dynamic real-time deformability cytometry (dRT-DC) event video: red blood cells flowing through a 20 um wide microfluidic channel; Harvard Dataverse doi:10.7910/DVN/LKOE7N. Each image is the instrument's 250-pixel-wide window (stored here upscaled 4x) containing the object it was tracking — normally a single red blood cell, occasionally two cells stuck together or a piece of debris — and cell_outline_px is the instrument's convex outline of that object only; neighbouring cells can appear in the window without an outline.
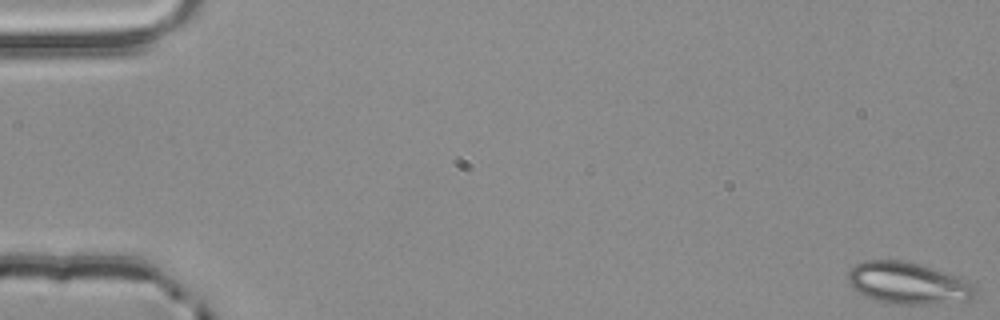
{"species": "common noctule bat (a hibernating species)", "species_latin": "Nyctalus noctula", "temperature_condition": "room temperature", "stored_images_in_passage": 55, "camera_frame_rate_fps": 3000, "um_per_image_px": 0.085, "animal": {"sex": "male", "body_mass_g": 20.4}, "frame": {"image": 1, "passage_image": 1, "time_ms": 0.0, "image_size_px": [1000, 320], "cell_outline_px": [[976, 292], [968, 300], [932, 304], [896, 304], [876, 300], [852, 288], [848, 280], [848, 272], [856, 264], [864, 260], [900, 260], [916, 264], [944, 272], [968, 280], [976, 288]], "centroid_in_image_um": [77.17, 24.07], "position_along_channel_um": 7.8, "area_um2": 30.52}}
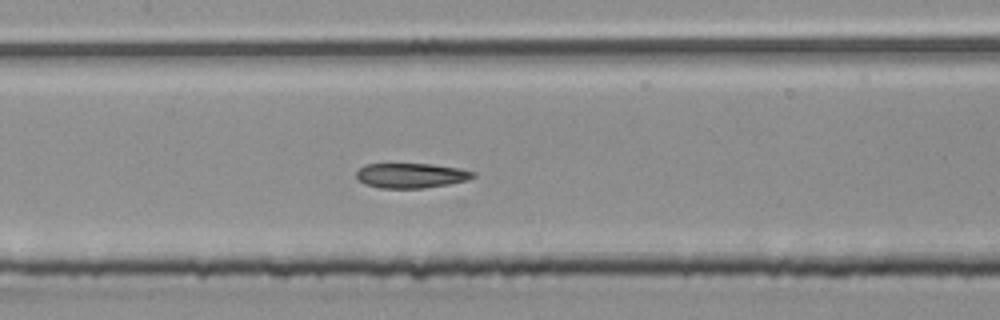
{"frame": {"image": 2, "passage_image": 27, "time_ms": 8.667, "image_size_px": [1000, 320], "cell_outline_px": [[476, 176], [468, 180], [448, 184], [424, 188], [380, 188], [364, 184], [356, 176], [356, 172], [364, 164], [392, 160], [432, 164], [460, 168], [476, 172]], "centroid_in_image_um": [34.9, 14.86], "position_along_channel_um": 172.5, "area_um2": 17.98}}
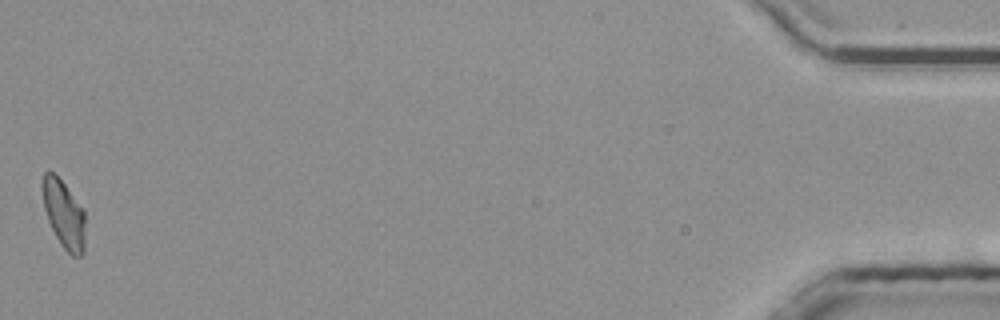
{"frame": {"image": 3, "passage_image": 55, "time_ms": 18.0, "image_size_px": [1000, 320], "cell_outline_px": [[84, 252], [80, 256], [72, 256], [60, 244], [48, 220], [44, 208], [40, 188], [40, 180], [44, 172], [52, 172], [64, 184], [84, 212]], "centroid_in_image_um": [5.38, 18.19], "position_along_channel_um": 429.8, "area_um2": 16.76}, "authors_computed_cell_mechanics": {"area_um2": 17.629, "velocity_mm_per_s": 3.8445, "shape_relaxation_time_tau1_ms": null, "shape_relaxation_time_tau2_ms": 2.4885, "deformation_change_tau1": null, "deformation_change_tau2": 0.0818}}